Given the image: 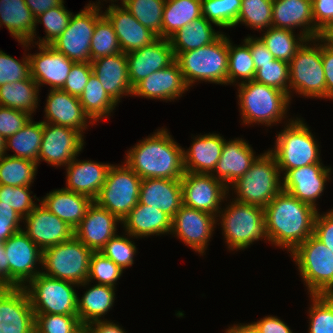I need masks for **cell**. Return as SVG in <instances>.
<instances>
[{
    "mask_svg": "<svg viewBox=\"0 0 333 333\" xmlns=\"http://www.w3.org/2000/svg\"><path fill=\"white\" fill-rule=\"evenodd\" d=\"M289 71V97L291 100L292 91L305 98L326 99L321 37L307 39L304 42L289 62Z\"/></svg>",
    "mask_w": 333,
    "mask_h": 333,
    "instance_id": "cell-9",
    "label": "cell"
},
{
    "mask_svg": "<svg viewBox=\"0 0 333 333\" xmlns=\"http://www.w3.org/2000/svg\"><path fill=\"white\" fill-rule=\"evenodd\" d=\"M101 8L90 2L72 14L67 29L50 45L74 62H91V40L96 21L103 15Z\"/></svg>",
    "mask_w": 333,
    "mask_h": 333,
    "instance_id": "cell-13",
    "label": "cell"
},
{
    "mask_svg": "<svg viewBox=\"0 0 333 333\" xmlns=\"http://www.w3.org/2000/svg\"><path fill=\"white\" fill-rule=\"evenodd\" d=\"M183 149L166 128H161L131 147L124 163L141 179L180 180L185 173Z\"/></svg>",
    "mask_w": 333,
    "mask_h": 333,
    "instance_id": "cell-2",
    "label": "cell"
},
{
    "mask_svg": "<svg viewBox=\"0 0 333 333\" xmlns=\"http://www.w3.org/2000/svg\"><path fill=\"white\" fill-rule=\"evenodd\" d=\"M192 138L189 149H183L185 172L212 174L221 157L224 137L217 133H208Z\"/></svg>",
    "mask_w": 333,
    "mask_h": 333,
    "instance_id": "cell-32",
    "label": "cell"
},
{
    "mask_svg": "<svg viewBox=\"0 0 333 333\" xmlns=\"http://www.w3.org/2000/svg\"><path fill=\"white\" fill-rule=\"evenodd\" d=\"M260 333H294L289 326L277 316H265L252 322Z\"/></svg>",
    "mask_w": 333,
    "mask_h": 333,
    "instance_id": "cell-64",
    "label": "cell"
},
{
    "mask_svg": "<svg viewBox=\"0 0 333 333\" xmlns=\"http://www.w3.org/2000/svg\"><path fill=\"white\" fill-rule=\"evenodd\" d=\"M35 315L24 287H0V333H34Z\"/></svg>",
    "mask_w": 333,
    "mask_h": 333,
    "instance_id": "cell-18",
    "label": "cell"
},
{
    "mask_svg": "<svg viewBox=\"0 0 333 333\" xmlns=\"http://www.w3.org/2000/svg\"><path fill=\"white\" fill-rule=\"evenodd\" d=\"M42 135L43 122L31 119L27 125L6 139V151L11 148L15 152L8 156L29 159L39 164Z\"/></svg>",
    "mask_w": 333,
    "mask_h": 333,
    "instance_id": "cell-40",
    "label": "cell"
},
{
    "mask_svg": "<svg viewBox=\"0 0 333 333\" xmlns=\"http://www.w3.org/2000/svg\"><path fill=\"white\" fill-rule=\"evenodd\" d=\"M321 58L326 81V99H333V40L321 37Z\"/></svg>",
    "mask_w": 333,
    "mask_h": 333,
    "instance_id": "cell-60",
    "label": "cell"
},
{
    "mask_svg": "<svg viewBox=\"0 0 333 333\" xmlns=\"http://www.w3.org/2000/svg\"><path fill=\"white\" fill-rule=\"evenodd\" d=\"M63 2L64 0H25L34 18L51 8L61 5Z\"/></svg>",
    "mask_w": 333,
    "mask_h": 333,
    "instance_id": "cell-67",
    "label": "cell"
},
{
    "mask_svg": "<svg viewBox=\"0 0 333 333\" xmlns=\"http://www.w3.org/2000/svg\"><path fill=\"white\" fill-rule=\"evenodd\" d=\"M124 233L125 236L118 234L113 236L100 250L104 256L111 259L123 271L134 264V255L137 253L135 243L130 240L134 237L126 232Z\"/></svg>",
    "mask_w": 333,
    "mask_h": 333,
    "instance_id": "cell-51",
    "label": "cell"
},
{
    "mask_svg": "<svg viewBox=\"0 0 333 333\" xmlns=\"http://www.w3.org/2000/svg\"><path fill=\"white\" fill-rule=\"evenodd\" d=\"M314 235L333 253V209L324 214L317 212Z\"/></svg>",
    "mask_w": 333,
    "mask_h": 333,
    "instance_id": "cell-61",
    "label": "cell"
},
{
    "mask_svg": "<svg viewBox=\"0 0 333 333\" xmlns=\"http://www.w3.org/2000/svg\"><path fill=\"white\" fill-rule=\"evenodd\" d=\"M226 333H260L253 323L234 324L225 331Z\"/></svg>",
    "mask_w": 333,
    "mask_h": 333,
    "instance_id": "cell-69",
    "label": "cell"
},
{
    "mask_svg": "<svg viewBox=\"0 0 333 333\" xmlns=\"http://www.w3.org/2000/svg\"><path fill=\"white\" fill-rule=\"evenodd\" d=\"M115 289L112 286L95 284L87 289L81 299L78 296L77 315L82 325L105 320L104 316L112 309L115 301Z\"/></svg>",
    "mask_w": 333,
    "mask_h": 333,
    "instance_id": "cell-36",
    "label": "cell"
},
{
    "mask_svg": "<svg viewBox=\"0 0 333 333\" xmlns=\"http://www.w3.org/2000/svg\"><path fill=\"white\" fill-rule=\"evenodd\" d=\"M202 16L219 28H223V6L221 0H201Z\"/></svg>",
    "mask_w": 333,
    "mask_h": 333,
    "instance_id": "cell-63",
    "label": "cell"
},
{
    "mask_svg": "<svg viewBox=\"0 0 333 333\" xmlns=\"http://www.w3.org/2000/svg\"><path fill=\"white\" fill-rule=\"evenodd\" d=\"M123 270L111 259L104 256L101 252H93L90 258L89 274L86 282L78 286L86 287L89 283L96 280L99 285H108L114 288L117 280L121 278Z\"/></svg>",
    "mask_w": 333,
    "mask_h": 333,
    "instance_id": "cell-50",
    "label": "cell"
},
{
    "mask_svg": "<svg viewBox=\"0 0 333 333\" xmlns=\"http://www.w3.org/2000/svg\"><path fill=\"white\" fill-rule=\"evenodd\" d=\"M288 120L286 127L276 135L274 149H268L275 157L280 174L285 175L289 170L310 164H322L320 146L308 125L302 118Z\"/></svg>",
    "mask_w": 333,
    "mask_h": 333,
    "instance_id": "cell-5",
    "label": "cell"
},
{
    "mask_svg": "<svg viewBox=\"0 0 333 333\" xmlns=\"http://www.w3.org/2000/svg\"><path fill=\"white\" fill-rule=\"evenodd\" d=\"M317 212L314 207L281 190L264 208L269 242L291 254L314 234Z\"/></svg>",
    "mask_w": 333,
    "mask_h": 333,
    "instance_id": "cell-1",
    "label": "cell"
},
{
    "mask_svg": "<svg viewBox=\"0 0 333 333\" xmlns=\"http://www.w3.org/2000/svg\"><path fill=\"white\" fill-rule=\"evenodd\" d=\"M37 333H74L81 326L78 315L34 314Z\"/></svg>",
    "mask_w": 333,
    "mask_h": 333,
    "instance_id": "cell-54",
    "label": "cell"
},
{
    "mask_svg": "<svg viewBox=\"0 0 333 333\" xmlns=\"http://www.w3.org/2000/svg\"><path fill=\"white\" fill-rule=\"evenodd\" d=\"M139 203L162 210L172 219L183 205L181 180L142 179Z\"/></svg>",
    "mask_w": 333,
    "mask_h": 333,
    "instance_id": "cell-31",
    "label": "cell"
},
{
    "mask_svg": "<svg viewBox=\"0 0 333 333\" xmlns=\"http://www.w3.org/2000/svg\"><path fill=\"white\" fill-rule=\"evenodd\" d=\"M49 91L44 108L45 120L42 122L70 127L82 135L89 123L94 125L85 114L79 97L70 95L61 89H50Z\"/></svg>",
    "mask_w": 333,
    "mask_h": 333,
    "instance_id": "cell-26",
    "label": "cell"
},
{
    "mask_svg": "<svg viewBox=\"0 0 333 333\" xmlns=\"http://www.w3.org/2000/svg\"><path fill=\"white\" fill-rule=\"evenodd\" d=\"M223 6V28L235 27L242 0H221Z\"/></svg>",
    "mask_w": 333,
    "mask_h": 333,
    "instance_id": "cell-65",
    "label": "cell"
},
{
    "mask_svg": "<svg viewBox=\"0 0 333 333\" xmlns=\"http://www.w3.org/2000/svg\"><path fill=\"white\" fill-rule=\"evenodd\" d=\"M77 284L53 278L42 272L24 288L34 314L77 315Z\"/></svg>",
    "mask_w": 333,
    "mask_h": 333,
    "instance_id": "cell-11",
    "label": "cell"
},
{
    "mask_svg": "<svg viewBox=\"0 0 333 333\" xmlns=\"http://www.w3.org/2000/svg\"><path fill=\"white\" fill-rule=\"evenodd\" d=\"M89 333H126L123 327L106 320H97L87 324Z\"/></svg>",
    "mask_w": 333,
    "mask_h": 333,
    "instance_id": "cell-66",
    "label": "cell"
},
{
    "mask_svg": "<svg viewBox=\"0 0 333 333\" xmlns=\"http://www.w3.org/2000/svg\"><path fill=\"white\" fill-rule=\"evenodd\" d=\"M172 219L162 210L144 204H138L122 220L125 232L134 238H143L170 234Z\"/></svg>",
    "mask_w": 333,
    "mask_h": 333,
    "instance_id": "cell-35",
    "label": "cell"
},
{
    "mask_svg": "<svg viewBox=\"0 0 333 333\" xmlns=\"http://www.w3.org/2000/svg\"><path fill=\"white\" fill-rule=\"evenodd\" d=\"M142 179L123 162L111 165L104 185L94 200L121 222L139 202Z\"/></svg>",
    "mask_w": 333,
    "mask_h": 333,
    "instance_id": "cell-12",
    "label": "cell"
},
{
    "mask_svg": "<svg viewBox=\"0 0 333 333\" xmlns=\"http://www.w3.org/2000/svg\"><path fill=\"white\" fill-rule=\"evenodd\" d=\"M111 165L91 160L78 161L75 157L66 166L67 180L64 189L95 200L105 183Z\"/></svg>",
    "mask_w": 333,
    "mask_h": 333,
    "instance_id": "cell-30",
    "label": "cell"
},
{
    "mask_svg": "<svg viewBox=\"0 0 333 333\" xmlns=\"http://www.w3.org/2000/svg\"><path fill=\"white\" fill-rule=\"evenodd\" d=\"M30 77L29 56L25 55L18 61L0 50V86L13 83Z\"/></svg>",
    "mask_w": 333,
    "mask_h": 333,
    "instance_id": "cell-55",
    "label": "cell"
},
{
    "mask_svg": "<svg viewBox=\"0 0 333 333\" xmlns=\"http://www.w3.org/2000/svg\"><path fill=\"white\" fill-rule=\"evenodd\" d=\"M39 52L28 54L30 61V76L38 86L44 84L51 89H61L75 63L51 45L38 44Z\"/></svg>",
    "mask_w": 333,
    "mask_h": 333,
    "instance_id": "cell-22",
    "label": "cell"
},
{
    "mask_svg": "<svg viewBox=\"0 0 333 333\" xmlns=\"http://www.w3.org/2000/svg\"><path fill=\"white\" fill-rule=\"evenodd\" d=\"M93 251L73 237L42 250V273L77 285L87 281ZM46 270V271H43Z\"/></svg>",
    "mask_w": 333,
    "mask_h": 333,
    "instance_id": "cell-10",
    "label": "cell"
},
{
    "mask_svg": "<svg viewBox=\"0 0 333 333\" xmlns=\"http://www.w3.org/2000/svg\"><path fill=\"white\" fill-rule=\"evenodd\" d=\"M173 53L188 87L199 81L227 85V35L222 33L213 43L201 48Z\"/></svg>",
    "mask_w": 333,
    "mask_h": 333,
    "instance_id": "cell-4",
    "label": "cell"
},
{
    "mask_svg": "<svg viewBox=\"0 0 333 333\" xmlns=\"http://www.w3.org/2000/svg\"><path fill=\"white\" fill-rule=\"evenodd\" d=\"M24 232L41 249L71 240L74 229L51 213L41 202L24 218Z\"/></svg>",
    "mask_w": 333,
    "mask_h": 333,
    "instance_id": "cell-20",
    "label": "cell"
},
{
    "mask_svg": "<svg viewBox=\"0 0 333 333\" xmlns=\"http://www.w3.org/2000/svg\"><path fill=\"white\" fill-rule=\"evenodd\" d=\"M328 36L333 40V31Z\"/></svg>",
    "mask_w": 333,
    "mask_h": 333,
    "instance_id": "cell-73",
    "label": "cell"
},
{
    "mask_svg": "<svg viewBox=\"0 0 333 333\" xmlns=\"http://www.w3.org/2000/svg\"><path fill=\"white\" fill-rule=\"evenodd\" d=\"M331 167L310 164L289 170L282 179V190L317 209V198L322 196L327 180H331Z\"/></svg>",
    "mask_w": 333,
    "mask_h": 333,
    "instance_id": "cell-19",
    "label": "cell"
},
{
    "mask_svg": "<svg viewBox=\"0 0 333 333\" xmlns=\"http://www.w3.org/2000/svg\"><path fill=\"white\" fill-rule=\"evenodd\" d=\"M257 157L251 145L243 138L229 141L225 139L221 157L212 175L229 188V184L234 183L250 169Z\"/></svg>",
    "mask_w": 333,
    "mask_h": 333,
    "instance_id": "cell-29",
    "label": "cell"
},
{
    "mask_svg": "<svg viewBox=\"0 0 333 333\" xmlns=\"http://www.w3.org/2000/svg\"><path fill=\"white\" fill-rule=\"evenodd\" d=\"M120 52L122 51L113 25L103 14L96 21L94 28L90 46L91 61L100 57L115 55Z\"/></svg>",
    "mask_w": 333,
    "mask_h": 333,
    "instance_id": "cell-47",
    "label": "cell"
},
{
    "mask_svg": "<svg viewBox=\"0 0 333 333\" xmlns=\"http://www.w3.org/2000/svg\"><path fill=\"white\" fill-rule=\"evenodd\" d=\"M280 177L275 157L265 151L258 155L242 177L229 185L228 190H234L237 196L233 198L235 201L265 208L282 190Z\"/></svg>",
    "mask_w": 333,
    "mask_h": 333,
    "instance_id": "cell-7",
    "label": "cell"
},
{
    "mask_svg": "<svg viewBox=\"0 0 333 333\" xmlns=\"http://www.w3.org/2000/svg\"><path fill=\"white\" fill-rule=\"evenodd\" d=\"M31 186L0 185V204H6L25 218L37 204L33 201Z\"/></svg>",
    "mask_w": 333,
    "mask_h": 333,
    "instance_id": "cell-53",
    "label": "cell"
},
{
    "mask_svg": "<svg viewBox=\"0 0 333 333\" xmlns=\"http://www.w3.org/2000/svg\"><path fill=\"white\" fill-rule=\"evenodd\" d=\"M79 100L85 114L94 124L111 116V112L117 106V103L107 95L97 76L93 73L90 75Z\"/></svg>",
    "mask_w": 333,
    "mask_h": 333,
    "instance_id": "cell-41",
    "label": "cell"
},
{
    "mask_svg": "<svg viewBox=\"0 0 333 333\" xmlns=\"http://www.w3.org/2000/svg\"><path fill=\"white\" fill-rule=\"evenodd\" d=\"M241 45H233L228 38V71L227 85L243 83L254 79L256 68L250 52L249 44L243 40ZM238 81H237V80Z\"/></svg>",
    "mask_w": 333,
    "mask_h": 333,
    "instance_id": "cell-43",
    "label": "cell"
},
{
    "mask_svg": "<svg viewBox=\"0 0 333 333\" xmlns=\"http://www.w3.org/2000/svg\"><path fill=\"white\" fill-rule=\"evenodd\" d=\"M7 155L6 152V139L0 134V158Z\"/></svg>",
    "mask_w": 333,
    "mask_h": 333,
    "instance_id": "cell-70",
    "label": "cell"
},
{
    "mask_svg": "<svg viewBox=\"0 0 333 333\" xmlns=\"http://www.w3.org/2000/svg\"><path fill=\"white\" fill-rule=\"evenodd\" d=\"M92 73L90 62H75L61 90L70 95L80 97Z\"/></svg>",
    "mask_w": 333,
    "mask_h": 333,
    "instance_id": "cell-56",
    "label": "cell"
},
{
    "mask_svg": "<svg viewBox=\"0 0 333 333\" xmlns=\"http://www.w3.org/2000/svg\"><path fill=\"white\" fill-rule=\"evenodd\" d=\"M237 86L243 124L258 123L271 127L287 118L291 99L286 92L254 80L239 83Z\"/></svg>",
    "mask_w": 333,
    "mask_h": 333,
    "instance_id": "cell-3",
    "label": "cell"
},
{
    "mask_svg": "<svg viewBox=\"0 0 333 333\" xmlns=\"http://www.w3.org/2000/svg\"><path fill=\"white\" fill-rule=\"evenodd\" d=\"M218 221L230 251L244 250L261 239L269 241L263 207L232 199V202L230 201L226 208L223 207V210L221 208L217 214L216 222Z\"/></svg>",
    "mask_w": 333,
    "mask_h": 333,
    "instance_id": "cell-6",
    "label": "cell"
},
{
    "mask_svg": "<svg viewBox=\"0 0 333 333\" xmlns=\"http://www.w3.org/2000/svg\"><path fill=\"white\" fill-rule=\"evenodd\" d=\"M74 333H89V329L87 325H82L77 331Z\"/></svg>",
    "mask_w": 333,
    "mask_h": 333,
    "instance_id": "cell-72",
    "label": "cell"
},
{
    "mask_svg": "<svg viewBox=\"0 0 333 333\" xmlns=\"http://www.w3.org/2000/svg\"><path fill=\"white\" fill-rule=\"evenodd\" d=\"M289 77V63L274 59L271 63L259 64V69L256 70L253 80L274 87L289 95Z\"/></svg>",
    "mask_w": 333,
    "mask_h": 333,
    "instance_id": "cell-52",
    "label": "cell"
},
{
    "mask_svg": "<svg viewBox=\"0 0 333 333\" xmlns=\"http://www.w3.org/2000/svg\"><path fill=\"white\" fill-rule=\"evenodd\" d=\"M32 115L0 105V134L7 139L22 129L32 119Z\"/></svg>",
    "mask_w": 333,
    "mask_h": 333,
    "instance_id": "cell-57",
    "label": "cell"
},
{
    "mask_svg": "<svg viewBox=\"0 0 333 333\" xmlns=\"http://www.w3.org/2000/svg\"><path fill=\"white\" fill-rule=\"evenodd\" d=\"M310 295H333V253L314 234L291 254Z\"/></svg>",
    "mask_w": 333,
    "mask_h": 333,
    "instance_id": "cell-8",
    "label": "cell"
},
{
    "mask_svg": "<svg viewBox=\"0 0 333 333\" xmlns=\"http://www.w3.org/2000/svg\"><path fill=\"white\" fill-rule=\"evenodd\" d=\"M244 40L249 44L256 70L259 69V64L271 63L275 59L259 37L248 36Z\"/></svg>",
    "mask_w": 333,
    "mask_h": 333,
    "instance_id": "cell-62",
    "label": "cell"
},
{
    "mask_svg": "<svg viewBox=\"0 0 333 333\" xmlns=\"http://www.w3.org/2000/svg\"><path fill=\"white\" fill-rule=\"evenodd\" d=\"M23 220L24 218L13 208L6 204H0V241L5 242L13 234L22 230L20 223Z\"/></svg>",
    "mask_w": 333,
    "mask_h": 333,
    "instance_id": "cell-59",
    "label": "cell"
},
{
    "mask_svg": "<svg viewBox=\"0 0 333 333\" xmlns=\"http://www.w3.org/2000/svg\"><path fill=\"white\" fill-rule=\"evenodd\" d=\"M212 24L202 16L180 28L169 38L173 52L191 51L213 43L223 32H216Z\"/></svg>",
    "mask_w": 333,
    "mask_h": 333,
    "instance_id": "cell-37",
    "label": "cell"
},
{
    "mask_svg": "<svg viewBox=\"0 0 333 333\" xmlns=\"http://www.w3.org/2000/svg\"><path fill=\"white\" fill-rule=\"evenodd\" d=\"M181 180L183 205L215 216L229 194L228 187L212 174L185 172Z\"/></svg>",
    "mask_w": 333,
    "mask_h": 333,
    "instance_id": "cell-15",
    "label": "cell"
},
{
    "mask_svg": "<svg viewBox=\"0 0 333 333\" xmlns=\"http://www.w3.org/2000/svg\"><path fill=\"white\" fill-rule=\"evenodd\" d=\"M3 25L26 50L33 44L35 18L25 0H0V27Z\"/></svg>",
    "mask_w": 333,
    "mask_h": 333,
    "instance_id": "cell-34",
    "label": "cell"
},
{
    "mask_svg": "<svg viewBox=\"0 0 333 333\" xmlns=\"http://www.w3.org/2000/svg\"><path fill=\"white\" fill-rule=\"evenodd\" d=\"M103 14L112 23L121 51L125 54L149 46L159 38L121 5H109Z\"/></svg>",
    "mask_w": 333,
    "mask_h": 333,
    "instance_id": "cell-24",
    "label": "cell"
},
{
    "mask_svg": "<svg viewBox=\"0 0 333 333\" xmlns=\"http://www.w3.org/2000/svg\"><path fill=\"white\" fill-rule=\"evenodd\" d=\"M103 1L106 2V0H103ZM109 1H111V5H115L114 2H116V1L118 2L119 0H109ZM120 1H121V2H120V3H121V6H122L127 0H120ZM112 2H113V3H112ZM96 3H97V4H95V2H93L92 4L97 5V6L100 7V5H101V4H100V3H101L100 0H98V2L96 1Z\"/></svg>",
    "mask_w": 333,
    "mask_h": 333,
    "instance_id": "cell-71",
    "label": "cell"
},
{
    "mask_svg": "<svg viewBox=\"0 0 333 333\" xmlns=\"http://www.w3.org/2000/svg\"><path fill=\"white\" fill-rule=\"evenodd\" d=\"M0 287H9V263L4 250V242L0 241Z\"/></svg>",
    "mask_w": 333,
    "mask_h": 333,
    "instance_id": "cell-68",
    "label": "cell"
},
{
    "mask_svg": "<svg viewBox=\"0 0 333 333\" xmlns=\"http://www.w3.org/2000/svg\"><path fill=\"white\" fill-rule=\"evenodd\" d=\"M64 4L63 2L35 18V26L37 23L43 24L46 33L42 39L38 37L39 41L33 42L35 45H50L67 29L73 12L67 10Z\"/></svg>",
    "mask_w": 333,
    "mask_h": 333,
    "instance_id": "cell-48",
    "label": "cell"
},
{
    "mask_svg": "<svg viewBox=\"0 0 333 333\" xmlns=\"http://www.w3.org/2000/svg\"><path fill=\"white\" fill-rule=\"evenodd\" d=\"M121 221L95 201L89 206L84 218L74 229V237L93 252H100L104 245L117 234Z\"/></svg>",
    "mask_w": 333,
    "mask_h": 333,
    "instance_id": "cell-21",
    "label": "cell"
},
{
    "mask_svg": "<svg viewBox=\"0 0 333 333\" xmlns=\"http://www.w3.org/2000/svg\"><path fill=\"white\" fill-rule=\"evenodd\" d=\"M41 202L51 213L55 214L71 228L75 229L84 218L89 206L93 203L90 197L78 194L64 188L53 190L46 194Z\"/></svg>",
    "mask_w": 333,
    "mask_h": 333,
    "instance_id": "cell-33",
    "label": "cell"
},
{
    "mask_svg": "<svg viewBox=\"0 0 333 333\" xmlns=\"http://www.w3.org/2000/svg\"><path fill=\"white\" fill-rule=\"evenodd\" d=\"M200 17L201 0H166L162 18V38L169 39L180 28Z\"/></svg>",
    "mask_w": 333,
    "mask_h": 333,
    "instance_id": "cell-39",
    "label": "cell"
},
{
    "mask_svg": "<svg viewBox=\"0 0 333 333\" xmlns=\"http://www.w3.org/2000/svg\"><path fill=\"white\" fill-rule=\"evenodd\" d=\"M39 86L30 76L28 79L0 86V105L24 111L30 115L38 108Z\"/></svg>",
    "mask_w": 333,
    "mask_h": 333,
    "instance_id": "cell-38",
    "label": "cell"
},
{
    "mask_svg": "<svg viewBox=\"0 0 333 333\" xmlns=\"http://www.w3.org/2000/svg\"><path fill=\"white\" fill-rule=\"evenodd\" d=\"M216 224L215 215L182 205L172 218L170 234L202 256Z\"/></svg>",
    "mask_w": 333,
    "mask_h": 333,
    "instance_id": "cell-16",
    "label": "cell"
},
{
    "mask_svg": "<svg viewBox=\"0 0 333 333\" xmlns=\"http://www.w3.org/2000/svg\"><path fill=\"white\" fill-rule=\"evenodd\" d=\"M259 37L275 59L290 62L297 50L307 38L300 34L297 36L292 30L270 27L263 31Z\"/></svg>",
    "mask_w": 333,
    "mask_h": 333,
    "instance_id": "cell-42",
    "label": "cell"
},
{
    "mask_svg": "<svg viewBox=\"0 0 333 333\" xmlns=\"http://www.w3.org/2000/svg\"><path fill=\"white\" fill-rule=\"evenodd\" d=\"M129 82L132 88L153 72L167 68L175 61L169 39L158 38L151 45L126 54Z\"/></svg>",
    "mask_w": 333,
    "mask_h": 333,
    "instance_id": "cell-23",
    "label": "cell"
},
{
    "mask_svg": "<svg viewBox=\"0 0 333 333\" xmlns=\"http://www.w3.org/2000/svg\"><path fill=\"white\" fill-rule=\"evenodd\" d=\"M272 27L294 31L307 39L324 36L315 26L312 14V0H273Z\"/></svg>",
    "mask_w": 333,
    "mask_h": 333,
    "instance_id": "cell-28",
    "label": "cell"
},
{
    "mask_svg": "<svg viewBox=\"0 0 333 333\" xmlns=\"http://www.w3.org/2000/svg\"><path fill=\"white\" fill-rule=\"evenodd\" d=\"M84 135L61 125L43 122L39 163L45 161L54 167L67 166L82 151Z\"/></svg>",
    "mask_w": 333,
    "mask_h": 333,
    "instance_id": "cell-17",
    "label": "cell"
},
{
    "mask_svg": "<svg viewBox=\"0 0 333 333\" xmlns=\"http://www.w3.org/2000/svg\"><path fill=\"white\" fill-rule=\"evenodd\" d=\"M166 0H127L122 6L144 27L162 38V18Z\"/></svg>",
    "mask_w": 333,
    "mask_h": 333,
    "instance_id": "cell-45",
    "label": "cell"
},
{
    "mask_svg": "<svg viewBox=\"0 0 333 333\" xmlns=\"http://www.w3.org/2000/svg\"><path fill=\"white\" fill-rule=\"evenodd\" d=\"M90 63L93 74L97 76L107 95L117 104L124 95L132 96L133 88L129 82L125 53L100 57Z\"/></svg>",
    "mask_w": 333,
    "mask_h": 333,
    "instance_id": "cell-27",
    "label": "cell"
},
{
    "mask_svg": "<svg viewBox=\"0 0 333 333\" xmlns=\"http://www.w3.org/2000/svg\"><path fill=\"white\" fill-rule=\"evenodd\" d=\"M314 26L324 35L333 31V0H312Z\"/></svg>",
    "mask_w": 333,
    "mask_h": 333,
    "instance_id": "cell-58",
    "label": "cell"
},
{
    "mask_svg": "<svg viewBox=\"0 0 333 333\" xmlns=\"http://www.w3.org/2000/svg\"><path fill=\"white\" fill-rule=\"evenodd\" d=\"M308 333H333V295H309Z\"/></svg>",
    "mask_w": 333,
    "mask_h": 333,
    "instance_id": "cell-49",
    "label": "cell"
},
{
    "mask_svg": "<svg viewBox=\"0 0 333 333\" xmlns=\"http://www.w3.org/2000/svg\"><path fill=\"white\" fill-rule=\"evenodd\" d=\"M190 89L182 76L176 61L167 68L153 72L147 78L138 82L132 90V96L146 99L173 101Z\"/></svg>",
    "mask_w": 333,
    "mask_h": 333,
    "instance_id": "cell-25",
    "label": "cell"
},
{
    "mask_svg": "<svg viewBox=\"0 0 333 333\" xmlns=\"http://www.w3.org/2000/svg\"><path fill=\"white\" fill-rule=\"evenodd\" d=\"M273 0H242L241 9L235 23L244 24L257 31L272 26Z\"/></svg>",
    "mask_w": 333,
    "mask_h": 333,
    "instance_id": "cell-46",
    "label": "cell"
},
{
    "mask_svg": "<svg viewBox=\"0 0 333 333\" xmlns=\"http://www.w3.org/2000/svg\"><path fill=\"white\" fill-rule=\"evenodd\" d=\"M38 164L32 160L3 156L0 158V185L31 186Z\"/></svg>",
    "mask_w": 333,
    "mask_h": 333,
    "instance_id": "cell-44",
    "label": "cell"
},
{
    "mask_svg": "<svg viewBox=\"0 0 333 333\" xmlns=\"http://www.w3.org/2000/svg\"><path fill=\"white\" fill-rule=\"evenodd\" d=\"M4 250L9 263V287H25L41 273L36 264L42 265V250L23 229L4 242Z\"/></svg>",
    "mask_w": 333,
    "mask_h": 333,
    "instance_id": "cell-14",
    "label": "cell"
}]
</instances>
